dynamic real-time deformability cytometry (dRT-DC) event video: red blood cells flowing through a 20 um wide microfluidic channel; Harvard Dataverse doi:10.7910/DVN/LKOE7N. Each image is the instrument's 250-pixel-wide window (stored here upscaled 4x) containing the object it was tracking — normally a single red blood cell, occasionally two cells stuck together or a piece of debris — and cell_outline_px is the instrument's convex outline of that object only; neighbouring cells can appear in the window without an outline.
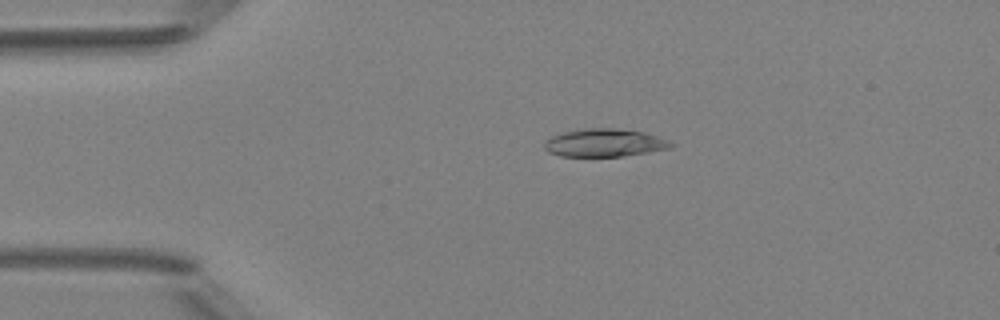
{"species": "Egyptian fruit bat (a non-hibernating species)", "species_latin": "Rousettus aegyptiacus", "temperature_condition": "room temperature", "stored_images_in_passage": 3, "camera_frame_rate_fps": 3000, "um_per_image_px": 0.085, "animal": {"sex": "female"}, "frame": {"image": 1, "passage_image": 2, "time_ms": 1.333, "image_size_px": [1000, 320], "cell_outline_px": [[672, 144], [668, 148], [648, 152], [624, 156], [560, 156], [548, 152], [544, 148], [544, 140], [552, 136], [564, 132], [584, 128], [616, 128], [644, 132], [668, 140]], "centroid_in_image_um": [51.32, 12.13], "position_along_channel_um": 33.7, "area_um2": 20.46}}